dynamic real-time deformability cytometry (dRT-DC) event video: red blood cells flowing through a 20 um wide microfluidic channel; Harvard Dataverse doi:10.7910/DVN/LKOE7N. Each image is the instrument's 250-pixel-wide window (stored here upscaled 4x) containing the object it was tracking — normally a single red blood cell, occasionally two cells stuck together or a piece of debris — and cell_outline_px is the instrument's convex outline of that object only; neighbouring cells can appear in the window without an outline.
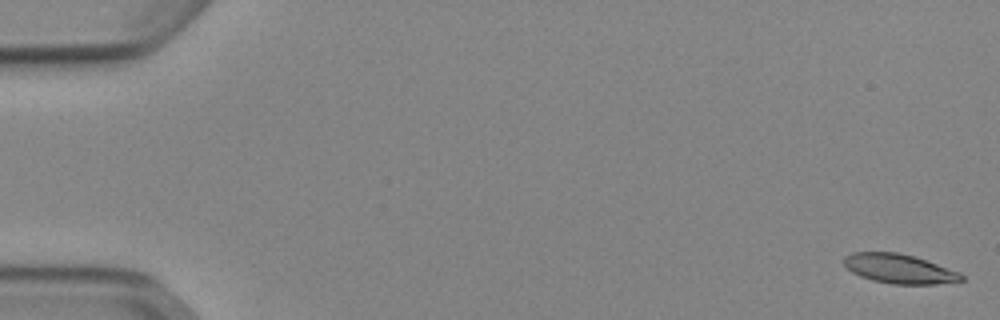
{"species": "Egyptian fruit bat (a non-hibernating species)", "species_latin": "Rousettus aegyptiacus", "temperature_condition": "cold", "stored_images_in_passage": 53, "camera_frame_rate_fps": 3000, "um_per_image_px": 0.085, "animal": {"sex": "female"}, "frame": {"image": 1, "passage_image": 1, "time_ms": 0.0, "image_size_px": [1000, 320], "cell_outline_px": [[964, 280], [936, 284], [892, 284], [872, 280], [860, 276], [852, 272], [844, 264], [844, 256], [852, 252], [900, 252], [960, 272], [964, 276]], "centroid_in_image_um": [76.42, 22.84], "position_along_channel_um": 8.6, "area_um2": 19.94}}
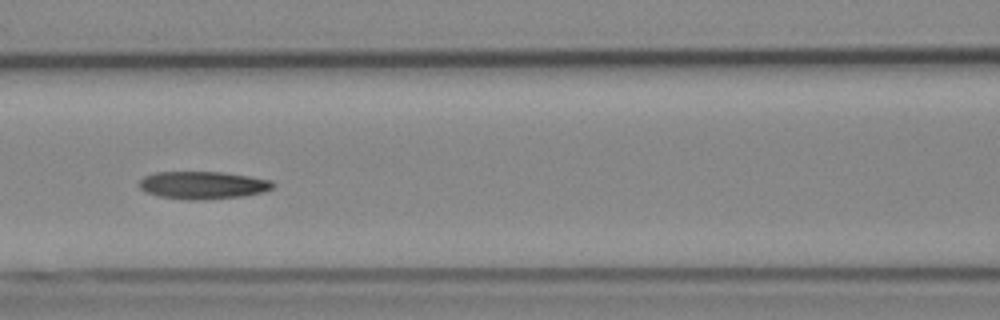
{"frame": {"image": 2, "passage_image": 24, "time_ms": 7.667, "image_size_px": [1000, 320], "cell_outline_px": [[276, 184], [272, 188], [264, 192], [244, 196], [204, 200], [188, 200], [160, 196], [144, 192], [136, 184], [144, 176], [156, 172], [224, 172], [272, 180]], "centroid_in_image_um": [17.24, 15.74], "position_along_channel_um": 149.4, "area_um2": 21.79}}
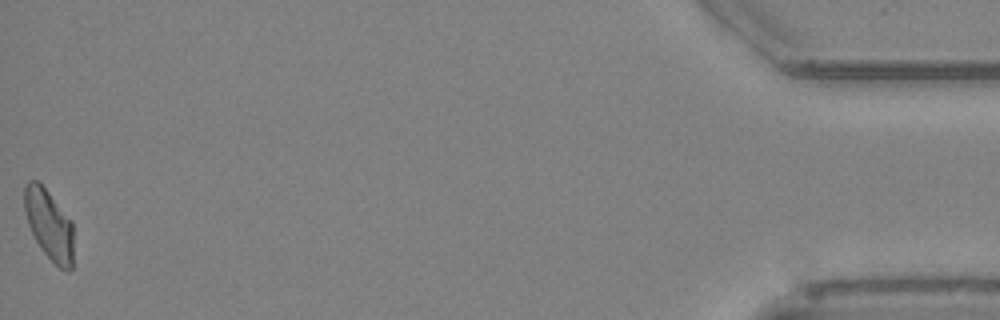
{"frame": {"image": 3, "passage_image": 53, "time_ms": 17.333, "image_size_px": [1000, 320], "cell_outline_px": [[72, 268], [60, 268], [40, 248], [28, 224], [24, 208], [24, 184], [28, 180], [40, 180], [72, 220]], "centroid_in_image_um": [4.15, 18.99], "position_along_channel_um": 431.1, "area_um2": 20.11}, "authors_computed_cell_mechanics": {"area_um2": 20.9814, "velocity_mm_per_s": 3.876, "shape_relaxation_time_tau1_ms": null, "shape_relaxation_time_tau2_ms": 9.5058, "deformation_change_tau1": null, "deformation_change_tau2": 0.1828}}